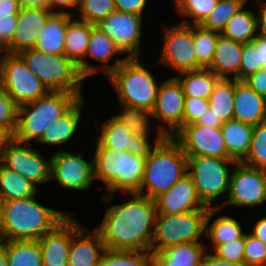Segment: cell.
I'll list each match as a JSON object with an SVG mask.
<instances>
[{"label":"cell","instance_id":"obj_1","mask_svg":"<svg viewBox=\"0 0 266 266\" xmlns=\"http://www.w3.org/2000/svg\"><path fill=\"white\" fill-rule=\"evenodd\" d=\"M132 199L108 207L95 228L107 249L151 252L157 209L154 199L130 193Z\"/></svg>","mask_w":266,"mask_h":266},{"label":"cell","instance_id":"obj_2","mask_svg":"<svg viewBox=\"0 0 266 266\" xmlns=\"http://www.w3.org/2000/svg\"><path fill=\"white\" fill-rule=\"evenodd\" d=\"M36 195L2 202L0 241L38 240L53 231L71 213L39 204Z\"/></svg>","mask_w":266,"mask_h":266},{"label":"cell","instance_id":"obj_3","mask_svg":"<svg viewBox=\"0 0 266 266\" xmlns=\"http://www.w3.org/2000/svg\"><path fill=\"white\" fill-rule=\"evenodd\" d=\"M187 174V156L172 136L156 132L138 194L154 199Z\"/></svg>","mask_w":266,"mask_h":266},{"label":"cell","instance_id":"obj_4","mask_svg":"<svg viewBox=\"0 0 266 266\" xmlns=\"http://www.w3.org/2000/svg\"><path fill=\"white\" fill-rule=\"evenodd\" d=\"M93 156L94 180H101L107 190L102 199L112 201L114 194L122 191L129 195L138 193L144 176L146 158L128 151L95 148Z\"/></svg>","mask_w":266,"mask_h":266},{"label":"cell","instance_id":"obj_5","mask_svg":"<svg viewBox=\"0 0 266 266\" xmlns=\"http://www.w3.org/2000/svg\"><path fill=\"white\" fill-rule=\"evenodd\" d=\"M82 97V94L49 91L45 96L19 106L12 138L21 143H28L33 139L38 141L45 130Z\"/></svg>","mask_w":266,"mask_h":266},{"label":"cell","instance_id":"obj_6","mask_svg":"<svg viewBox=\"0 0 266 266\" xmlns=\"http://www.w3.org/2000/svg\"><path fill=\"white\" fill-rule=\"evenodd\" d=\"M140 58H126L107 77L121 104L152 111L159 85L153 73L142 65Z\"/></svg>","mask_w":266,"mask_h":266},{"label":"cell","instance_id":"obj_7","mask_svg":"<svg viewBox=\"0 0 266 266\" xmlns=\"http://www.w3.org/2000/svg\"><path fill=\"white\" fill-rule=\"evenodd\" d=\"M49 91L81 94L82 77L78 66L65 54L53 55L34 48L18 54Z\"/></svg>","mask_w":266,"mask_h":266},{"label":"cell","instance_id":"obj_8","mask_svg":"<svg viewBox=\"0 0 266 266\" xmlns=\"http://www.w3.org/2000/svg\"><path fill=\"white\" fill-rule=\"evenodd\" d=\"M236 162L211 156L187 157V174L206 206L218 207L219 204L215 203L217 197L229 192L231 174L228 164L235 165Z\"/></svg>","mask_w":266,"mask_h":266},{"label":"cell","instance_id":"obj_9","mask_svg":"<svg viewBox=\"0 0 266 266\" xmlns=\"http://www.w3.org/2000/svg\"><path fill=\"white\" fill-rule=\"evenodd\" d=\"M209 209L182 214H157L151 252L176 244L199 241L205 233V219Z\"/></svg>","mask_w":266,"mask_h":266},{"label":"cell","instance_id":"obj_10","mask_svg":"<svg viewBox=\"0 0 266 266\" xmlns=\"http://www.w3.org/2000/svg\"><path fill=\"white\" fill-rule=\"evenodd\" d=\"M0 86L7 91L18 107L33 102L49 92L18 54L0 55Z\"/></svg>","mask_w":266,"mask_h":266},{"label":"cell","instance_id":"obj_11","mask_svg":"<svg viewBox=\"0 0 266 266\" xmlns=\"http://www.w3.org/2000/svg\"><path fill=\"white\" fill-rule=\"evenodd\" d=\"M163 30V49L158 64L166 65L177 74L203 68L197 62L195 55L193 25L185 23L172 27L164 25Z\"/></svg>","mask_w":266,"mask_h":266},{"label":"cell","instance_id":"obj_12","mask_svg":"<svg viewBox=\"0 0 266 266\" xmlns=\"http://www.w3.org/2000/svg\"><path fill=\"white\" fill-rule=\"evenodd\" d=\"M230 173L228 199L218 207L257 206L266 201V171L248 166L242 162L233 165Z\"/></svg>","mask_w":266,"mask_h":266},{"label":"cell","instance_id":"obj_13","mask_svg":"<svg viewBox=\"0 0 266 266\" xmlns=\"http://www.w3.org/2000/svg\"><path fill=\"white\" fill-rule=\"evenodd\" d=\"M11 138L5 145L1 162L8 168L17 171L36 187L51 181V159H45L37 148L27 146Z\"/></svg>","mask_w":266,"mask_h":266},{"label":"cell","instance_id":"obj_14","mask_svg":"<svg viewBox=\"0 0 266 266\" xmlns=\"http://www.w3.org/2000/svg\"><path fill=\"white\" fill-rule=\"evenodd\" d=\"M187 157L211 156L233 159L227 151L221 128H209L194 123L182 126L172 136Z\"/></svg>","mask_w":266,"mask_h":266},{"label":"cell","instance_id":"obj_15","mask_svg":"<svg viewBox=\"0 0 266 266\" xmlns=\"http://www.w3.org/2000/svg\"><path fill=\"white\" fill-rule=\"evenodd\" d=\"M50 179L59 186L73 190H86L94 183L93 158L87 162L82 152L78 155L58 151L51 156Z\"/></svg>","mask_w":266,"mask_h":266},{"label":"cell","instance_id":"obj_16","mask_svg":"<svg viewBox=\"0 0 266 266\" xmlns=\"http://www.w3.org/2000/svg\"><path fill=\"white\" fill-rule=\"evenodd\" d=\"M142 19L143 16L115 11L96 26L114 40L116 47L122 54L126 53L127 58H140Z\"/></svg>","mask_w":266,"mask_h":266},{"label":"cell","instance_id":"obj_17","mask_svg":"<svg viewBox=\"0 0 266 266\" xmlns=\"http://www.w3.org/2000/svg\"><path fill=\"white\" fill-rule=\"evenodd\" d=\"M184 100L182 86L175 77L160 83L151 113L153 118L165 123L158 126L165 136H173L183 126Z\"/></svg>","mask_w":266,"mask_h":266},{"label":"cell","instance_id":"obj_18","mask_svg":"<svg viewBox=\"0 0 266 266\" xmlns=\"http://www.w3.org/2000/svg\"><path fill=\"white\" fill-rule=\"evenodd\" d=\"M100 128L95 148L128 151L133 155L147 158L154 147L149 143V137L132 134L112 116L105 120Z\"/></svg>","mask_w":266,"mask_h":266},{"label":"cell","instance_id":"obj_19","mask_svg":"<svg viewBox=\"0 0 266 266\" xmlns=\"http://www.w3.org/2000/svg\"><path fill=\"white\" fill-rule=\"evenodd\" d=\"M52 14L53 12L47 8L21 7L13 38L2 52L19 54L23 50L34 48L39 31L45 27Z\"/></svg>","mask_w":266,"mask_h":266},{"label":"cell","instance_id":"obj_20","mask_svg":"<svg viewBox=\"0 0 266 266\" xmlns=\"http://www.w3.org/2000/svg\"><path fill=\"white\" fill-rule=\"evenodd\" d=\"M122 54L121 51L116 47L114 40L105 34L98 26L92 28L90 39L88 43V48L85 54L84 59L77 65L78 70L82 77L87 79L91 75L97 73L100 70L106 74L108 77L109 74L114 71L127 57L118 59L114 64L109 65L110 60L113 59L114 55L117 56ZM88 57L94 58L101 63L99 69L97 66H94L87 60ZM87 58V59H86Z\"/></svg>","mask_w":266,"mask_h":266},{"label":"cell","instance_id":"obj_21","mask_svg":"<svg viewBox=\"0 0 266 266\" xmlns=\"http://www.w3.org/2000/svg\"><path fill=\"white\" fill-rule=\"evenodd\" d=\"M69 215L53 231L38 239L43 266H68L72 235L82 226Z\"/></svg>","mask_w":266,"mask_h":266},{"label":"cell","instance_id":"obj_22","mask_svg":"<svg viewBox=\"0 0 266 266\" xmlns=\"http://www.w3.org/2000/svg\"><path fill=\"white\" fill-rule=\"evenodd\" d=\"M157 214H182L209 209L199 198L192 178L185 174L169 190L154 198Z\"/></svg>","mask_w":266,"mask_h":266},{"label":"cell","instance_id":"obj_23","mask_svg":"<svg viewBox=\"0 0 266 266\" xmlns=\"http://www.w3.org/2000/svg\"><path fill=\"white\" fill-rule=\"evenodd\" d=\"M105 249L96 229L81 226L71 237L68 266H98Z\"/></svg>","mask_w":266,"mask_h":266},{"label":"cell","instance_id":"obj_24","mask_svg":"<svg viewBox=\"0 0 266 266\" xmlns=\"http://www.w3.org/2000/svg\"><path fill=\"white\" fill-rule=\"evenodd\" d=\"M234 120L255 126L266 121V98L252 90L244 80H235Z\"/></svg>","mask_w":266,"mask_h":266},{"label":"cell","instance_id":"obj_25","mask_svg":"<svg viewBox=\"0 0 266 266\" xmlns=\"http://www.w3.org/2000/svg\"><path fill=\"white\" fill-rule=\"evenodd\" d=\"M243 43L218 36L213 61L208 69L220 79L239 80ZM231 74V77L229 76Z\"/></svg>","mask_w":266,"mask_h":266},{"label":"cell","instance_id":"obj_26","mask_svg":"<svg viewBox=\"0 0 266 266\" xmlns=\"http://www.w3.org/2000/svg\"><path fill=\"white\" fill-rule=\"evenodd\" d=\"M205 245L200 241L168 246L161 251L151 252L153 266H200L205 255Z\"/></svg>","mask_w":266,"mask_h":266},{"label":"cell","instance_id":"obj_27","mask_svg":"<svg viewBox=\"0 0 266 266\" xmlns=\"http://www.w3.org/2000/svg\"><path fill=\"white\" fill-rule=\"evenodd\" d=\"M72 17L73 15L67 13H53L45 27L39 31L34 49L53 55L64 54V36Z\"/></svg>","mask_w":266,"mask_h":266},{"label":"cell","instance_id":"obj_28","mask_svg":"<svg viewBox=\"0 0 266 266\" xmlns=\"http://www.w3.org/2000/svg\"><path fill=\"white\" fill-rule=\"evenodd\" d=\"M83 97L80 98L62 117L45 130L37 144L62 145L68 142L76 133L82 115V105L85 104Z\"/></svg>","mask_w":266,"mask_h":266},{"label":"cell","instance_id":"obj_29","mask_svg":"<svg viewBox=\"0 0 266 266\" xmlns=\"http://www.w3.org/2000/svg\"><path fill=\"white\" fill-rule=\"evenodd\" d=\"M221 210L220 207H209L206 219H205V233L204 236H209L213 250L220 244L228 241H233L241 238L245 232H243L240 222L235 218L228 215H221L211 224V218Z\"/></svg>","mask_w":266,"mask_h":266},{"label":"cell","instance_id":"obj_30","mask_svg":"<svg viewBox=\"0 0 266 266\" xmlns=\"http://www.w3.org/2000/svg\"><path fill=\"white\" fill-rule=\"evenodd\" d=\"M220 128L228 154L241 162L249 152L254 126L233 119L223 122Z\"/></svg>","mask_w":266,"mask_h":266},{"label":"cell","instance_id":"obj_31","mask_svg":"<svg viewBox=\"0 0 266 266\" xmlns=\"http://www.w3.org/2000/svg\"><path fill=\"white\" fill-rule=\"evenodd\" d=\"M94 26L91 23L79 20L75 15L68 22L64 36V54L76 65L85 57Z\"/></svg>","mask_w":266,"mask_h":266},{"label":"cell","instance_id":"obj_32","mask_svg":"<svg viewBox=\"0 0 266 266\" xmlns=\"http://www.w3.org/2000/svg\"><path fill=\"white\" fill-rule=\"evenodd\" d=\"M175 78L182 86L185 97L206 99L212 94L220 78L208 68L178 74Z\"/></svg>","mask_w":266,"mask_h":266},{"label":"cell","instance_id":"obj_33","mask_svg":"<svg viewBox=\"0 0 266 266\" xmlns=\"http://www.w3.org/2000/svg\"><path fill=\"white\" fill-rule=\"evenodd\" d=\"M37 188L23 175L0 161V200L26 199L37 194Z\"/></svg>","mask_w":266,"mask_h":266},{"label":"cell","instance_id":"obj_34","mask_svg":"<svg viewBox=\"0 0 266 266\" xmlns=\"http://www.w3.org/2000/svg\"><path fill=\"white\" fill-rule=\"evenodd\" d=\"M257 16L251 10L242 8L227 22L220 33L231 40L249 43L257 36Z\"/></svg>","mask_w":266,"mask_h":266},{"label":"cell","instance_id":"obj_35","mask_svg":"<svg viewBox=\"0 0 266 266\" xmlns=\"http://www.w3.org/2000/svg\"><path fill=\"white\" fill-rule=\"evenodd\" d=\"M8 266H43L38 240L6 241Z\"/></svg>","mask_w":266,"mask_h":266},{"label":"cell","instance_id":"obj_36","mask_svg":"<svg viewBox=\"0 0 266 266\" xmlns=\"http://www.w3.org/2000/svg\"><path fill=\"white\" fill-rule=\"evenodd\" d=\"M235 79H220L208 98L209 108L222 122L234 119Z\"/></svg>","mask_w":266,"mask_h":266},{"label":"cell","instance_id":"obj_37","mask_svg":"<svg viewBox=\"0 0 266 266\" xmlns=\"http://www.w3.org/2000/svg\"><path fill=\"white\" fill-rule=\"evenodd\" d=\"M122 107L121 112L112 117L122 123L132 134L149 137L152 124L150 119L153 117L151 111L127 104H122Z\"/></svg>","mask_w":266,"mask_h":266},{"label":"cell","instance_id":"obj_38","mask_svg":"<svg viewBox=\"0 0 266 266\" xmlns=\"http://www.w3.org/2000/svg\"><path fill=\"white\" fill-rule=\"evenodd\" d=\"M98 266H153V255L144 250L105 249Z\"/></svg>","mask_w":266,"mask_h":266},{"label":"cell","instance_id":"obj_39","mask_svg":"<svg viewBox=\"0 0 266 266\" xmlns=\"http://www.w3.org/2000/svg\"><path fill=\"white\" fill-rule=\"evenodd\" d=\"M217 31L203 28L201 25H193V41L197 62L203 67L208 68L214 56L218 36Z\"/></svg>","mask_w":266,"mask_h":266},{"label":"cell","instance_id":"obj_40","mask_svg":"<svg viewBox=\"0 0 266 266\" xmlns=\"http://www.w3.org/2000/svg\"><path fill=\"white\" fill-rule=\"evenodd\" d=\"M246 4L245 0H218L214 9L200 25L203 28L221 33L229 19Z\"/></svg>","mask_w":266,"mask_h":266},{"label":"cell","instance_id":"obj_41","mask_svg":"<svg viewBox=\"0 0 266 266\" xmlns=\"http://www.w3.org/2000/svg\"><path fill=\"white\" fill-rule=\"evenodd\" d=\"M175 9L178 15L190 17L185 18L181 23L189 25H200L209 13L214 9L218 0H174Z\"/></svg>","mask_w":266,"mask_h":266},{"label":"cell","instance_id":"obj_42","mask_svg":"<svg viewBox=\"0 0 266 266\" xmlns=\"http://www.w3.org/2000/svg\"><path fill=\"white\" fill-rule=\"evenodd\" d=\"M241 162L266 171V121L254 126L249 152Z\"/></svg>","mask_w":266,"mask_h":266},{"label":"cell","instance_id":"obj_43","mask_svg":"<svg viewBox=\"0 0 266 266\" xmlns=\"http://www.w3.org/2000/svg\"><path fill=\"white\" fill-rule=\"evenodd\" d=\"M79 20L97 25L116 11L114 0H79Z\"/></svg>","mask_w":266,"mask_h":266},{"label":"cell","instance_id":"obj_44","mask_svg":"<svg viewBox=\"0 0 266 266\" xmlns=\"http://www.w3.org/2000/svg\"><path fill=\"white\" fill-rule=\"evenodd\" d=\"M18 106L0 86V130L13 137L17 123Z\"/></svg>","mask_w":266,"mask_h":266},{"label":"cell","instance_id":"obj_45","mask_svg":"<svg viewBox=\"0 0 266 266\" xmlns=\"http://www.w3.org/2000/svg\"><path fill=\"white\" fill-rule=\"evenodd\" d=\"M245 266H266V245L251 233H245Z\"/></svg>","mask_w":266,"mask_h":266},{"label":"cell","instance_id":"obj_46","mask_svg":"<svg viewBox=\"0 0 266 266\" xmlns=\"http://www.w3.org/2000/svg\"><path fill=\"white\" fill-rule=\"evenodd\" d=\"M261 68H263V62H260L259 47L253 41L243 43L239 80H244Z\"/></svg>","mask_w":266,"mask_h":266},{"label":"cell","instance_id":"obj_47","mask_svg":"<svg viewBox=\"0 0 266 266\" xmlns=\"http://www.w3.org/2000/svg\"><path fill=\"white\" fill-rule=\"evenodd\" d=\"M244 247L245 234L237 240L218 245L213 252L220 259L234 263H244Z\"/></svg>","mask_w":266,"mask_h":266},{"label":"cell","instance_id":"obj_48","mask_svg":"<svg viewBox=\"0 0 266 266\" xmlns=\"http://www.w3.org/2000/svg\"><path fill=\"white\" fill-rule=\"evenodd\" d=\"M209 108V102L206 99L195 97H185L183 126L195 123Z\"/></svg>","mask_w":266,"mask_h":266},{"label":"cell","instance_id":"obj_49","mask_svg":"<svg viewBox=\"0 0 266 266\" xmlns=\"http://www.w3.org/2000/svg\"><path fill=\"white\" fill-rule=\"evenodd\" d=\"M17 15L0 14V50L3 51L13 38Z\"/></svg>","mask_w":266,"mask_h":266},{"label":"cell","instance_id":"obj_50","mask_svg":"<svg viewBox=\"0 0 266 266\" xmlns=\"http://www.w3.org/2000/svg\"><path fill=\"white\" fill-rule=\"evenodd\" d=\"M257 94L266 98V67L257 70L244 79Z\"/></svg>","mask_w":266,"mask_h":266},{"label":"cell","instance_id":"obj_51","mask_svg":"<svg viewBox=\"0 0 266 266\" xmlns=\"http://www.w3.org/2000/svg\"><path fill=\"white\" fill-rule=\"evenodd\" d=\"M116 11L143 16L148 0H114Z\"/></svg>","mask_w":266,"mask_h":266},{"label":"cell","instance_id":"obj_52","mask_svg":"<svg viewBox=\"0 0 266 266\" xmlns=\"http://www.w3.org/2000/svg\"><path fill=\"white\" fill-rule=\"evenodd\" d=\"M78 6H79V0H48V9L53 13H67V14L74 15L70 11H67V10L61 11L60 9L62 8L71 9L75 7V10H77Z\"/></svg>","mask_w":266,"mask_h":266},{"label":"cell","instance_id":"obj_53","mask_svg":"<svg viewBox=\"0 0 266 266\" xmlns=\"http://www.w3.org/2000/svg\"><path fill=\"white\" fill-rule=\"evenodd\" d=\"M213 112V110L208 108L203 116H201L194 124L209 128H220L223 125V122L217 118Z\"/></svg>","mask_w":266,"mask_h":266},{"label":"cell","instance_id":"obj_54","mask_svg":"<svg viewBox=\"0 0 266 266\" xmlns=\"http://www.w3.org/2000/svg\"><path fill=\"white\" fill-rule=\"evenodd\" d=\"M200 266H245L244 263H234L217 257L214 253H205Z\"/></svg>","mask_w":266,"mask_h":266},{"label":"cell","instance_id":"obj_55","mask_svg":"<svg viewBox=\"0 0 266 266\" xmlns=\"http://www.w3.org/2000/svg\"><path fill=\"white\" fill-rule=\"evenodd\" d=\"M257 35L266 37V0L258 2Z\"/></svg>","mask_w":266,"mask_h":266},{"label":"cell","instance_id":"obj_56","mask_svg":"<svg viewBox=\"0 0 266 266\" xmlns=\"http://www.w3.org/2000/svg\"><path fill=\"white\" fill-rule=\"evenodd\" d=\"M20 8L19 0H0V14L18 15Z\"/></svg>","mask_w":266,"mask_h":266},{"label":"cell","instance_id":"obj_57","mask_svg":"<svg viewBox=\"0 0 266 266\" xmlns=\"http://www.w3.org/2000/svg\"><path fill=\"white\" fill-rule=\"evenodd\" d=\"M250 233L266 245V216L256 222Z\"/></svg>","mask_w":266,"mask_h":266},{"label":"cell","instance_id":"obj_58","mask_svg":"<svg viewBox=\"0 0 266 266\" xmlns=\"http://www.w3.org/2000/svg\"><path fill=\"white\" fill-rule=\"evenodd\" d=\"M253 42L259 47L260 62L266 67V37L257 35Z\"/></svg>","mask_w":266,"mask_h":266},{"label":"cell","instance_id":"obj_59","mask_svg":"<svg viewBox=\"0 0 266 266\" xmlns=\"http://www.w3.org/2000/svg\"><path fill=\"white\" fill-rule=\"evenodd\" d=\"M21 7H41L48 9V0H19Z\"/></svg>","mask_w":266,"mask_h":266},{"label":"cell","instance_id":"obj_60","mask_svg":"<svg viewBox=\"0 0 266 266\" xmlns=\"http://www.w3.org/2000/svg\"><path fill=\"white\" fill-rule=\"evenodd\" d=\"M0 266H8L6 254V241H0Z\"/></svg>","mask_w":266,"mask_h":266},{"label":"cell","instance_id":"obj_61","mask_svg":"<svg viewBox=\"0 0 266 266\" xmlns=\"http://www.w3.org/2000/svg\"><path fill=\"white\" fill-rule=\"evenodd\" d=\"M10 139L11 138L4 131L0 130V160L2 158L5 145Z\"/></svg>","mask_w":266,"mask_h":266},{"label":"cell","instance_id":"obj_62","mask_svg":"<svg viewBox=\"0 0 266 266\" xmlns=\"http://www.w3.org/2000/svg\"><path fill=\"white\" fill-rule=\"evenodd\" d=\"M2 228V202L0 200V233Z\"/></svg>","mask_w":266,"mask_h":266}]
</instances>
